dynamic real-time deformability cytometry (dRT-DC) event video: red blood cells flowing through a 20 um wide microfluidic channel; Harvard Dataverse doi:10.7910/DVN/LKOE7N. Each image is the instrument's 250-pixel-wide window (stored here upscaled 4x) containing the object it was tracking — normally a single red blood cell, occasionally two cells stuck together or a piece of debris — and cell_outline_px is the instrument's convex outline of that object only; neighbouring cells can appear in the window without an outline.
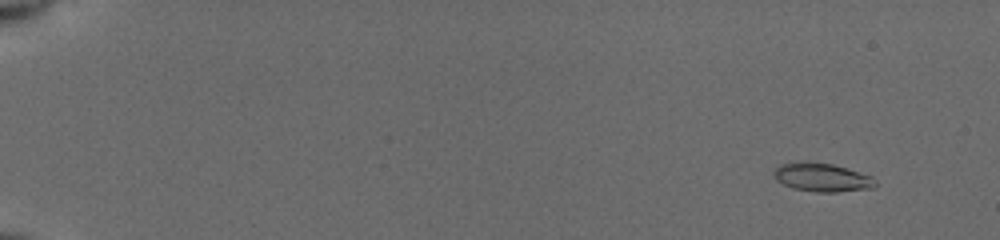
{"species": "common noctule bat (a hibernating species)", "species_latin": "Nyctalus noctula", "temperature_condition": "cold", "stored_images_in_passage": 55, "camera_frame_rate_fps": 3000, "um_per_image_px": 0.085, "animal": {"sex": "female", "body_mass_g": 19.5, "forearm_length_mm": 54.1}, "frame": {"image": 1, "passage_image": 5, "time_ms": 1.333, "image_size_px": [1000, 240], "cell_outline_px": [[876, 184], [872, 188], [836, 192], [816, 192], [792, 188], [776, 180], [772, 172], [780, 164], [796, 160], [832, 164], [872, 176]], "centroid_in_image_um": [69.81, 15.06], "position_along_channel_um": 15.2, "area_um2": 16.94}}
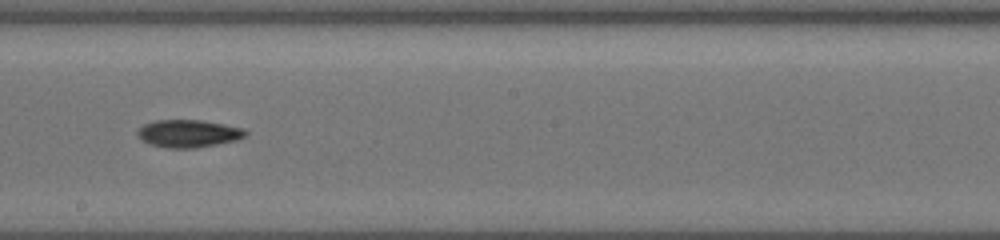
{"frame": {"image": 2, "passage_image": 34, "time_ms": 11.0, "image_size_px": [1000, 240], "cell_outline_px": [[248, 132], [244, 136], [236, 140], [196, 148], [168, 148], [152, 144], [140, 140], [136, 136], [136, 132], [144, 124], [156, 120], [200, 120], [224, 124], [244, 128]], "centroid_in_image_um": [15.99, 11.35], "position_along_channel_um": 232.2, "area_um2": 17.34}}
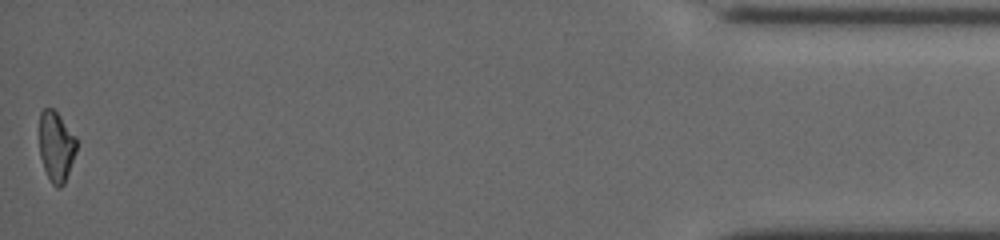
{"frame": {"image": 3, "passage_image": 55, "time_ms": 18.0, "image_size_px": [1000, 240], "cell_outline_px": [[76, 152], [64, 184], [60, 188], [56, 188], [52, 184], [44, 168], [40, 156], [40, 112], [44, 108], [52, 108], [60, 116], [76, 136]], "centroid_in_image_um": [4.78, 12.45], "position_along_channel_um": 430.4, "area_um2": 15.14}, "authors_computed_cell_mechanics": {"area_um2": 16.5308, "velocity_mm_per_s": 3.9246, "shape_relaxation_time_tau1_ms": 3.0769, "shape_relaxation_time_tau2_ms": null, "deformation_change_tau1": 0.1092, "deformation_change_tau2": null}}